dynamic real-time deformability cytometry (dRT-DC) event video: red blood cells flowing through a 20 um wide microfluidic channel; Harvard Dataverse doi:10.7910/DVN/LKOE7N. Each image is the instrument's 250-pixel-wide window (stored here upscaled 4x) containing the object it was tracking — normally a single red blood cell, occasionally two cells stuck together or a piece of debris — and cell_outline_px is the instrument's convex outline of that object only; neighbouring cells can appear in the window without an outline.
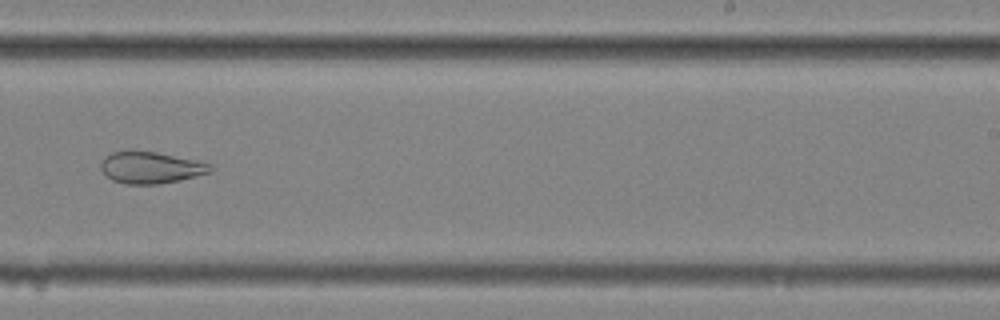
{"species": "common noctule bat (a hibernating species)", "species_latin": "Nyctalus noctula", "temperature_condition": "cold", "stored_images_in_passage": 16, "camera_frame_rate_fps": 3000, "um_per_image_px": 0.085, "animal": {"sex": "female", "body_mass_g": 25.1}, "frame": {"image": 1, "passage_image": 10, "time_ms": 3.0, "image_size_px": [1000, 320], "cell_outline_px": [[216, 168], [212, 172], [180, 180], [160, 184], [128, 184], [112, 180], [100, 168], [100, 164], [104, 156], [112, 152], [128, 148], [132, 148], [156, 152], [200, 160], [212, 164]], "centroid_in_image_um": [12.84, 14.2], "position_along_channel_um": 276.2, "area_um2": 20.98}}
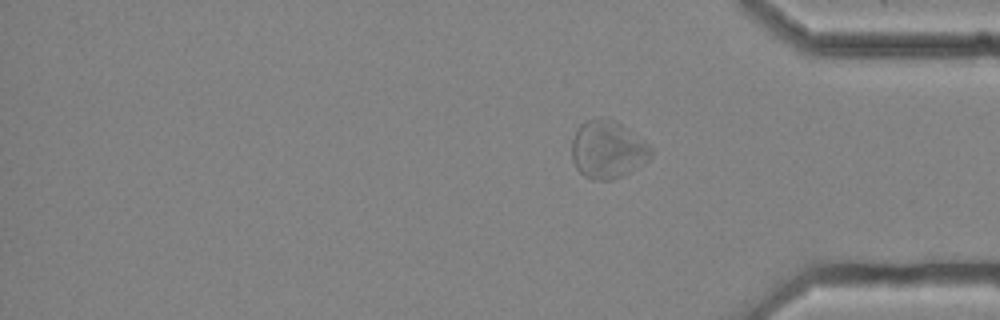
{"frame": {"image": 2, "passage_image": 16, "time_ms": 5.0, "image_size_px": [1000, 320], "cell_outline_px": [[652, 156], [628, 172], [612, 180], [592, 180], [584, 176], [576, 168], [572, 160], [572, 140], [580, 124], [596, 116], [600, 116], [616, 120], [648, 144], [652, 148]], "centroid_in_image_um": [51.61, 12.69], "position_along_channel_um": 383.6, "area_um2": 26.53}}